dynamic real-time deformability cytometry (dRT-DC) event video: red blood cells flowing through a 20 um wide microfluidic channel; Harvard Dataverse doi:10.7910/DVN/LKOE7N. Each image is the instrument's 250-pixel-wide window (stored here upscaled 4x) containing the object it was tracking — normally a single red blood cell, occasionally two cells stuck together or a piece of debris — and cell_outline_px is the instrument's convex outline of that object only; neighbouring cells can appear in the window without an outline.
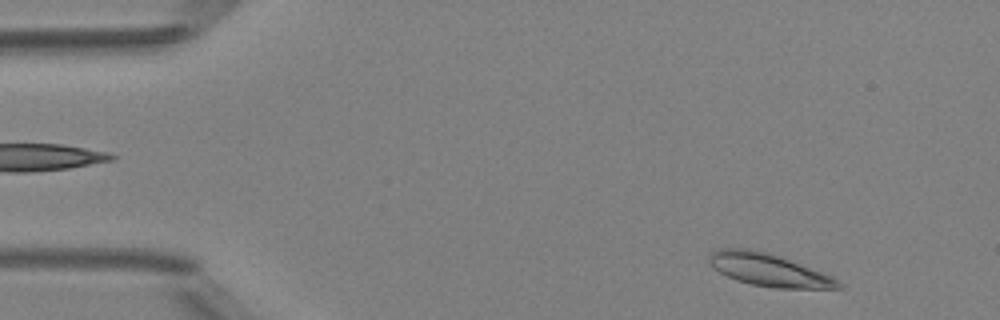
{"species": "Egyptian fruit bat (a non-hibernating species)", "species_latin": "Rousettus aegyptiacus", "temperature_condition": "room temperature", "stored_images_in_passage": 3, "camera_frame_rate_fps": 3000, "um_per_image_px": 0.085, "animal": {"sex": "female"}, "frame": {"image": 1, "passage_image": 3, "time_ms": 2.333, "image_size_px": [1000, 320], "cell_outline_px": [[844, 288], [772, 288], [752, 284], [736, 280], [712, 268], [708, 264], [708, 256], [716, 248], [748, 248], [768, 252], [780, 256], [832, 276], [844, 284]], "centroid_in_image_um": [65.31, 22.93], "position_along_channel_um": 19.7, "area_um2": 24.68}}